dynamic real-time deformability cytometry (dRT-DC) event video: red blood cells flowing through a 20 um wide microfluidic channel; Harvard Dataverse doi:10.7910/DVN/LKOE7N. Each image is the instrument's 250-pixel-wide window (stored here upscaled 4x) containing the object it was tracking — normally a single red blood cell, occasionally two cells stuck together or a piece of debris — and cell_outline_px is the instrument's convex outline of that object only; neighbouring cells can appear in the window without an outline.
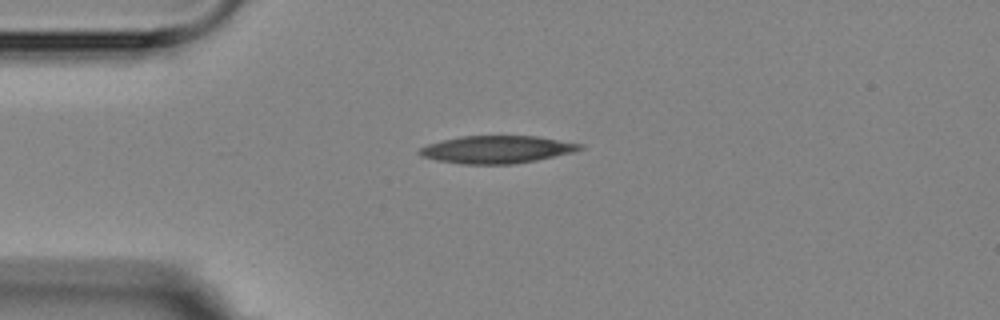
{"species": "Egyptian fruit bat (a non-hibernating species)", "species_latin": "Rousettus aegyptiacus", "temperature_condition": "room temperature", "stored_images_in_passage": 7, "camera_frame_rate_fps": 3000, "um_per_image_px": 0.085, "animal": {"sex": "female"}, "frame": {"image": 1, "passage_image": 1, "time_ms": 0.0, "image_size_px": [1000, 320], "cell_outline_px": [[584, 148], [572, 152], [536, 160], [512, 164], [460, 164], [436, 160], [420, 156], [416, 152], [420, 148], [428, 144], [460, 136], [536, 136], [584, 144]], "centroid_in_image_um": [42.2, 12.71], "position_along_channel_um": 42.8, "area_um2": 25.72}}
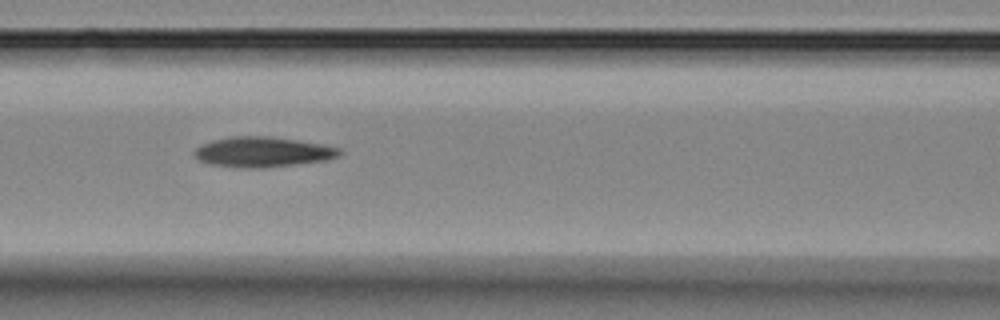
{"frame": {"image": 2, "passage_image": 4, "time_ms": 3.333, "image_size_px": [1000, 320], "cell_outline_px": [[344, 152], [340, 156], [328, 160], [264, 168], [244, 168], [208, 164], [200, 160], [192, 152], [200, 144], [212, 140], [228, 136], [268, 136], [324, 144], [340, 148]], "centroid_in_image_um": [22.35, 12.91], "position_along_channel_um": 144.3, "area_um2": 25.84}}
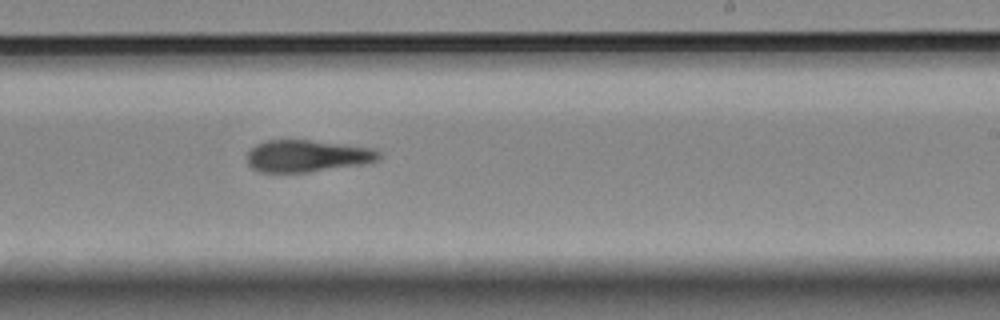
{"frame": {"image": 3, "passage_image": 7, "time_ms": 6.667, "image_size_px": [1000, 320], "cell_outline_px": [[380, 160], [360, 164], [308, 172], [260, 172], [252, 168], [248, 164], [248, 152], [256, 144], [264, 140], [308, 140], [376, 148], [380, 152]], "centroid_in_image_um": [26.11, 13.25], "position_along_channel_um": 262.9, "area_um2": 24.45}}